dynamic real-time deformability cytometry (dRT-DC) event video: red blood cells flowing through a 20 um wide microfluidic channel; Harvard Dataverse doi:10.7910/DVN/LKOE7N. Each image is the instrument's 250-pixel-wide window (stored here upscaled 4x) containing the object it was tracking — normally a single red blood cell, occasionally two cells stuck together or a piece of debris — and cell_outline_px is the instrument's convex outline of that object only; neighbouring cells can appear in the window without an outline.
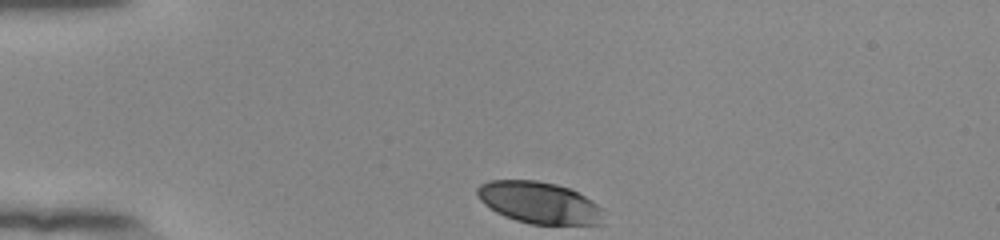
{"species": "human", "species_latin": "Homo sapiens", "temperature_condition": "room temperature", "stored_images_in_passage": 34, "camera_frame_rate_fps": 3000, "um_per_image_px": 0.085, "donor": {"sex": "female"}, "frame": {"image": 1, "passage_image": 1, "time_ms": 0.0, "image_size_px": [1000, 240], "cell_outline_px": [[604, 224], [532, 224], [516, 220], [504, 216], [496, 212], [484, 204], [480, 200], [476, 192], [476, 188], [480, 184], [492, 180], [536, 180], [556, 184], [572, 188], [592, 200], [600, 208]], "centroid_in_image_um": [45.82, 17.21], "position_along_channel_um": 39.2, "area_um2": 30.75}}
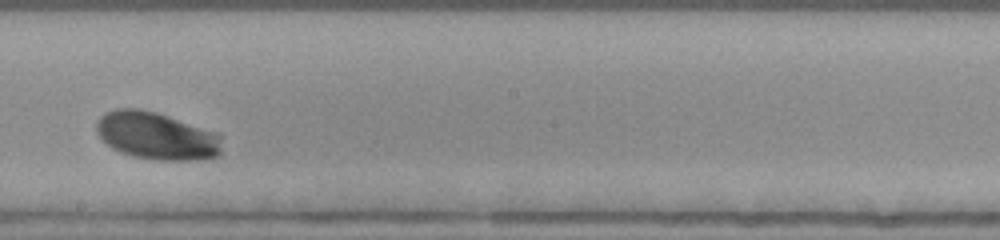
{"frame": {"image": 2, "passage_image": 20, "time_ms": 6.333, "image_size_px": [1000, 240], "cell_outline_px": [[224, 136], [220, 156], [208, 160], [156, 160], [136, 156], [120, 152], [112, 148], [96, 132], [96, 124], [100, 116], [104, 112], [116, 108], [136, 108], [156, 112], [220, 132]], "centroid_in_image_um": [13.4, 11.55], "position_along_channel_um": 234.8, "area_um2": 35.43}}
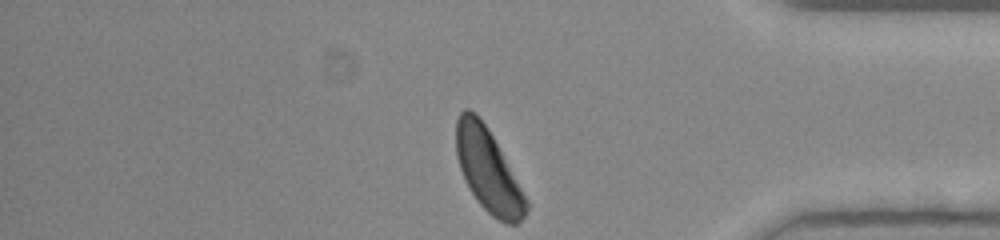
{"frame": {"image": 3, "passage_image": 34, "time_ms": 11.0, "image_size_px": [1000, 240], "cell_outline_px": [[528, 208], [524, 216], [516, 224], [504, 224], [492, 216], [476, 200], [468, 188], [464, 180], [456, 156], [456, 120], [460, 112], [464, 108], [468, 108], [476, 112], [488, 128], [528, 200]], "centroid_in_image_um": [41.47, 14.47], "position_along_channel_um": 393.7, "area_um2": 33.81}, "authors_computed_cell_mechanics": {"area_um2": 33.0327, "velocity_mm_per_s": 3.8255, "shape_relaxation_time_tau1_ms": 1.7902, "shape_relaxation_time_tau2_ms": null, "deformation_change_tau1": 0.1101, "deformation_change_tau2": null}}